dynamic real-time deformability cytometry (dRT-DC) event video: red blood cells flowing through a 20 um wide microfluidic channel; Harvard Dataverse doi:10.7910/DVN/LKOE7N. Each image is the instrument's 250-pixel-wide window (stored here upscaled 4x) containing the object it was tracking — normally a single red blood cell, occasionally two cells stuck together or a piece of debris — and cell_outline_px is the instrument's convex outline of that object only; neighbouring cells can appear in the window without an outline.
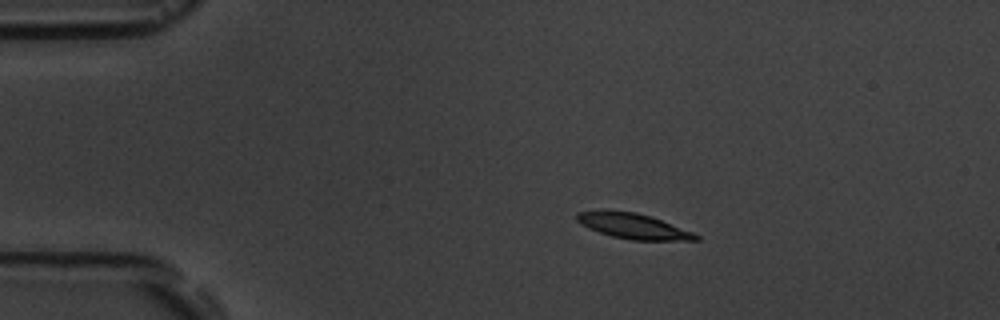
{"species": "common noctule bat (a hibernating species)", "species_latin": "Nyctalus noctula", "temperature_condition": "room temperature", "stored_images_in_passage": 9, "camera_frame_rate_fps": 3000, "um_per_image_px": 0.085, "animal": {"sex": "male", "body_mass_g": 19.5, "forearm_length_mm": 54.6}, "frame": {"image": 1, "passage_image": 2, "time_ms": 1.0, "image_size_px": [1000, 320], "cell_outline_px": [[700, 240], [632, 240], [612, 236], [588, 228], [580, 224], [576, 220], [576, 212], [636, 212], [652, 216], [692, 232], [700, 236]], "centroid_in_image_um": [53.87, 19.24], "position_along_channel_um": 31.1, "area_um2": 17.11}}
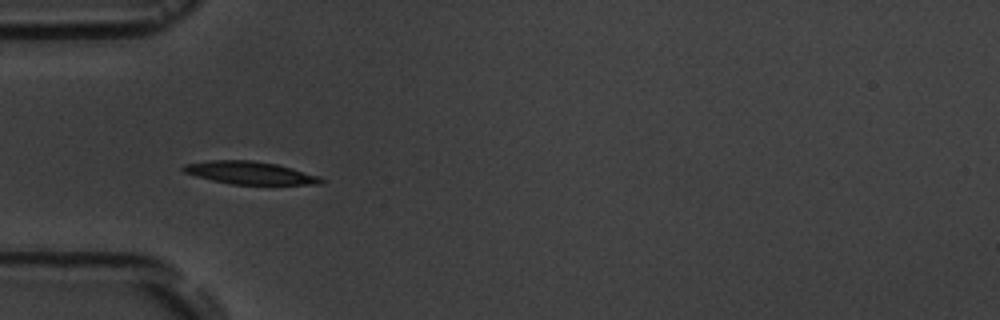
{"frame": {"image": 2, "passage_image": 4, "time_ms": 3.333, "image_size_px": [1000, 320], "cell_outline_px": [[324, 180], [320, 184], [232, 184], [212, 180], [196, 176], [184, 172], [180, 168], [184, 164], [208, 160], [252, 160], [276, 164], [292, 168], [320, 176]], "centroid_in_image_um": [21.21, 14.68], "position_along_channel_um": 63.8, "area_um2": 18.15}}
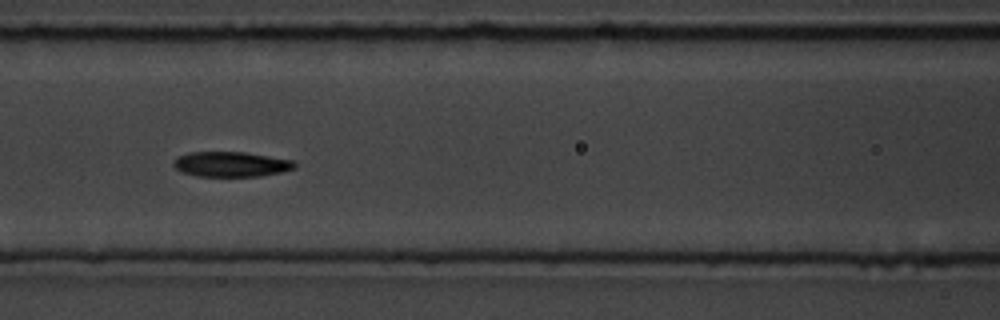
{"frame": {"image": 3, "passage_image": 6, "time_ms": 5.667, "image_size_px": [1000, 320], "cell_outline_px": [[296, 168], [280, 172], [260, 176], [196, 176], [180, 172], [172, 164], [172, 160], [188, 152], [244, 152], [296, 160]], "centroid_in_image_um": [19.64, 13.95], "position_along_channel_um": 147.0, "area_um2": 17.86}}